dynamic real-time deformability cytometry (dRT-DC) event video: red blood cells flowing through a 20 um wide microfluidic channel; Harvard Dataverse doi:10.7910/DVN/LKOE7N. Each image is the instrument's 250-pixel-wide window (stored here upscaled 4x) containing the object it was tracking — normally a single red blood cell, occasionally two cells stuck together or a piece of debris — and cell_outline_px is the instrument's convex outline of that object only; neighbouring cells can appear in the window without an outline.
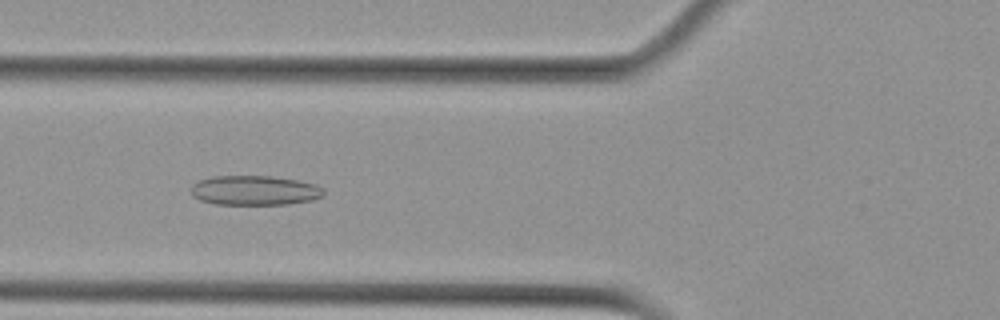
{"species": "Egyptian fruit bat (a non-hibernating species)", "species_latin": "Rousettus aegyptiacus", "temperature_condition": "cold", "stored_images_in_passage": 55, "camera_frame_rate_fps": 3000, "um_per_image_px": 0.085, "animal": {"sex": "female"}, "frame": {"image": 1, "passage_image": 20, "time_ms": 6.333, "image_size_px": [1000, 320], "cell_outline_px": [[324, 196], [312, 200], [288, 204], [216, 204], [200, 200], [192, 196], [192, 184], [196, 180], [212, 176], [272, 176], [300, 180], [316, 184], [324, 188]], "centroid_in_image_um": [21.66, 16.17], "position_along_channel_um": 104.1, "area_um2": 23.18}}
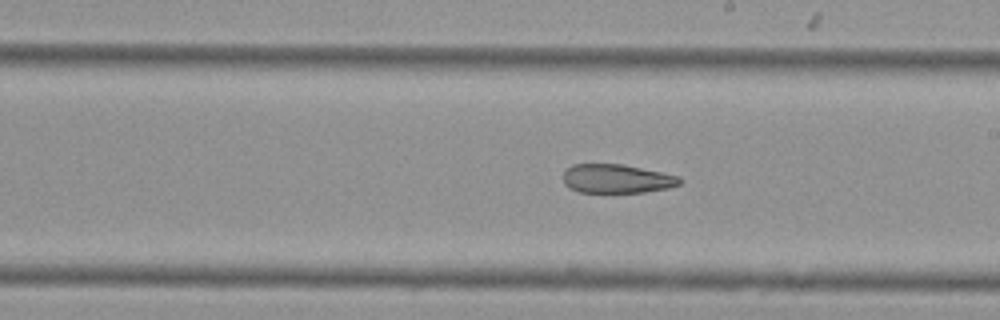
{"frame": {"image": 2, "passage_image": 31, "time_ms": 10.0, "image_size_px": [1000, 320], "cell_outline_px": [[684, 180], [680, 184], [668, 188], [644, 192], [580, 192], [568, 188], [564, 184], [564, 172], [572, 164], [624, 164], [680, 176]], "centroid_in_image_um": [52.45, 15.19], "position_along_channel_um": 236.6, "area_um2": 19.71}}
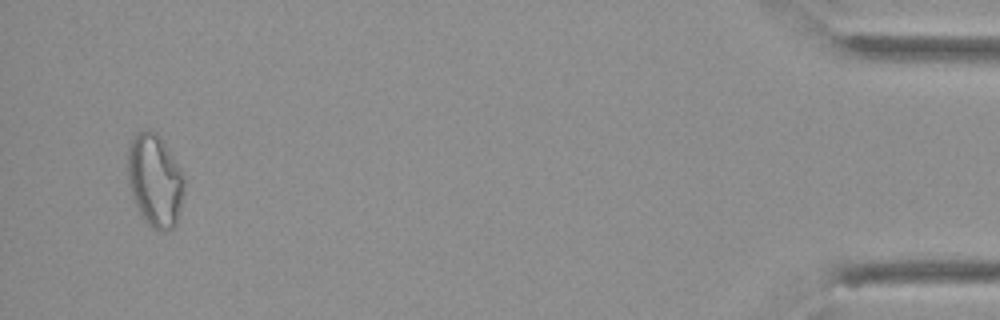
{"frame": {"image": 3, "passage_image": 53, "time_ms": 17.333, "image_size_px": [1000, 320], "cell_outline_px": [[184, 192], [176, 224], [172, 228], [164, 232], [156, 232], [144, 220], [132, 196], [128, 184], [128, 144], [132, 136], [136, 132], [148, 128], [156, 132], [160, 136], [184, 172]], "centroid_in_image_um": [13.17, 15.31], "position_along_channel_um": 422.0, "area_um2": 31.1}, "authors_computed_cell_mechanics": {"area_um2": 25.5476, "velocity_mm_per_s": 3.6129, "shape_relaxation_time_tau1_ms": null, "shape_relaxation_time_tau2_ms": 3.924, "deformation_change_tau1": null, "deformation_change_tau2": 0.1156}}